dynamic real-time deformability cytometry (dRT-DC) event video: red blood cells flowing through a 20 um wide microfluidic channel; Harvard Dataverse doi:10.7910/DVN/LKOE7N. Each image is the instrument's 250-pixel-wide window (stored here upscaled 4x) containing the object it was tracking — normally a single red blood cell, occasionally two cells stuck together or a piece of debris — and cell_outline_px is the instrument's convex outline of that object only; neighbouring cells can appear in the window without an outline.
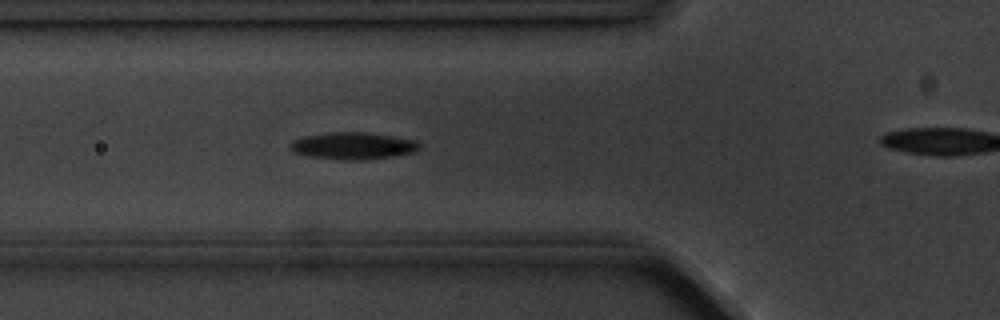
{"species": "common noctule bat (a hibernating species)", "species_latin": "Nyctalus noctula", "temperature_condition": "cold", "stored_images_in_passage": 6, "camera_frame_rate_fps": 3000, "um_per_image_px": 0.085, "animal": {"sex": "male", "body_mass_g": 20.1, "forearm_length_mm": 53.5}, "frame": {"image": 1, "passage_image": 5, "time_ms": 5.333, "image_size_px": [1000, 320], "cell_outline_px": [[420, 148], [412, 152], [396, 156], [364, 160], [344, 160], [308, 156], [296, 152], [292, 148], [292, 140], [304, 136], [328, 132], [364, 132], [392, 136], [416, 140], [420, 144]], "centroid_in_image_um": [30.04, 12.39], "position_along_channel_um": 95.8, "area_um2": 20.23}}